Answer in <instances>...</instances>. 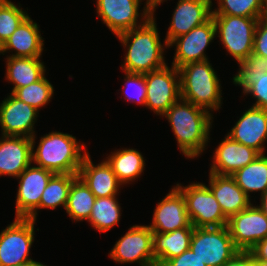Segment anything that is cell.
Returning a JSON list of instances; mask_svg holds the SVG:
<instances>
[{
  "mask_svg": "<svg viewBox=\"0 0 267 266\" xmlns=\"http://www.w3.org/2000/svg\"><path fill=\"white\" fill-rule=\"evenodd\" d=\"M162 116L168 120L186 158H197L205 151L213 122L209 111L180 98Z\"/></svg>",
  "mask_w": 267,
  "mask_h": 266,
  "instance_id": "1",
  "label": "cell"
},
{
  "mask_svg": "<svg viewBox=\"0 0 267 266\" xmlns=\"http://www.w3.org/2000/svg\"><path fill=\"white\" fill-rule=\"evenodd\" d=\"M154 17L152 15L143 25L117 35L127 52L121 66L122 71L145 74L167 65L163 55L169 45L166 41L164 45L160 42Z\"/></svg>",
  "mask_w": 267,
  "mask_h": 266,
  "instance_id": "2",
  "label": "cell"
},
{
  "mask_svg": "<svg viewBox=\"0 0 267 266\" xmlns=\"http://www.w3.org/2000/svg\"><path fill=\"white\" fill-rule=\"evenodd\" d=\"M31 140L32 164L36 163V166L53 173L78 174L87 150L85 144H80L76 137L68 133L53 131L40 138L36 150V137L33 136Z\"/></svg>",
  "mask_w": 267,
  "mask_h": 266,
  "instance_id": "3",
  "label": "cell"
},
{
  "mask_svg": "<svg viewBox=\"0 0 267 266\" xmlns=\"http://www.w3.org/2000/svg\"><path fill=\"white\" fill-rule=\"evenodd\" d=\"M180 95L185 101L209 112L217 111L222 105L221 81L209 59L191 62L178 68Z\"/></svg>",
  "mask_w": 267,
  "mask_h": 266,
  "instance_id": "4",
  "label": "cell"
},
{
  "mask_svg": "<svg viewBox=\"0 0 267 266\" xmlns=\"http://www.w3.org/2000/svg\"><path fill=\"white\" fill-rule=\"evenodd\" d=\"M216 35L223 47L240 64L253 53L254 35L260 17L212 15Z\"/></svg>",
  "mask_w": 267,
  "mask_h": 266,
  "instance_id": "5",
  "label": "cell"
},
{
  "mask_svg": "<svg viewBox=\"0 0 267 266\" xmlns=\"http://www.w3.org/2000/svg\"><path fill=\"white\" fill-rule=\"evenodd\" d=\"M190 249L206 266H225L239 252L227 226L194 227Z\"/></svg>",
  "mask_w": 267,
  "mask_h": 266,
  "instance_id": "6",
  "label": "cell"
},
{
  "mask_svg": "<svg viewBox=\"0 0 267 266\" xmlns=\"http://www.w3.org/2000/svg\"><path fill=\"white\" fill-rule=\"evenodd\" d=\"M186 202V209L193 227L227 226L228 218L224 215L220 204L205 183H190L187 186L176 184Z\"/></svg>",
  "mask_w": 267,
  "mask_h": 266,
  "instance_id": "7",
  "label": "cell"
},
{
  "mask_svg": "<svg viewBox=\"0 0 267 266\" xmlns=\"http://www.w3.org/2000/svg\"><path fill=\"white\" fill-rule=\"evenodd\" d=\"M35 220L15 218L0 233V266H16L29 261L34 243Z\"/></svg>",
  "mask_w": 267,
  "mask_h": 266,
  "instance_id": "8",
  "label": "cell"
},
{
  "mask_svg": "<svg viewBox=\"0 0 267 266\" xmlns=\"http://www.w3.org/2000/svg\"><path fill=\"white\" fill-rule=\"evenodd\" d=\"M142 1L144 0H96V13L117 36L143 25L153 15V11L146 4L143 12L139 13ZM139 16L142 17L140 23L137 21Z\"/></svg>",
  "mask_w": 267,
  "mask_h": 266,
  "instance_id": "9",
  "label": "cell"
},
{
  "mask_svg": "<svg viewBox=\"0 0 267 266\" xmlns=\"http://www.w3.org/2000/svg\"><path fill=\"white\" fill-rule=\"evenodd\" d=\"M146 105L162 116L180 98V76L175 66L145 73Z\"/></svg>",
  "mask_w": 267,
  "mask_h": 266,
  "instance_id": "10",
  "label": "cell"
},
{
  "mask_svg": "<svg viewBox=\"0 0 267 266\" xmlns=\"http://www.w3.org/2000/svg\"><path fill=\"white\" fill-rule=\"evenodd\" d=\"M153 232L148 225H134L111 249L109 256L118 263H139V266H156L153 255Z\"/></svg>",
  "mask_w": 267,
  "mask_h": 266,
  "instance_id": "11",
  "label": "cell"
},
{
  "mask_svg": "<svg viewBox=\"0 0 267 266\" xmlns=\"http://www.w3.org/2000/svg\"><path fill=\"white\" fill-rule=\"evenodd\" d=\"M227 227L234 246L239 251H249L267 237V217L251 203L246 209L228 219Z\"/></svg>",
  "mask_w": 267,
  "mask_h": 266,
  "instance_id": "12",
  "label": "cell"
},
{
  "mask_svg": "<svg viewBox=\"0 0 267 266\" xmlns=\"http://www.w3.org/2000/svg\"><path fill=\"white\" fill-rule=\"evenodd\" d=\"M214 38H216V27L211 17L207 22L173 39L168 44L170 48L173 45L176 47L172 66L178 69L187 63L208 60L204 51Z\"/></svg>",
  "mask_w": 267,
  "mask_h": 266,
  "instance_id": "13",
  "label": "cell"
},
{
  "mask_svg": "<svg viewBox=\"0 0 267 266\" xmlns=\"http://www.w3.org/2000/svg\"><path fill=\"white\" fill-rule=\"evenodd\" d=\"M50 170L31 164L17 177L15 218H27L40 204L44 189L54 175Z\"/></svg>",
  "mask_w": 267,
  "mask_h": 266,
  "instance_id": "14",
  "label": "cell"
},
{
  "mask_svg": "<svg viewBox=\"0 0 267 266\" xmlns=\"http://www.w3.org/2000/svg\"><path fill=\"white\" fill-rule=\"evenodd\" d=\"M0 103V126L3 136H23L32 138L35 135L34 124L39 111L9 93Z\"/></svg>",
  "mask_w": 267,
  "mask_h": 266,
  "instance_id": "15",
  "label": "cell"
},
{
  "mask_svg": "<svg viewBox=\"0 0 267 266\" xmlns=\"http://www.w3.org/2000/svg\"><path fill=\"white\" fill-rule=\"evenodd\" d=\"M148 227L152 232L158 233L193 227L188 216L184 196L175 186L157 203L153 212L152 223Z\"/></svg>",
  "mask_w": 267,
  "mask_h": 266,
  "instance_id": "16",
  "label": "cell"
},
{
  "mask_svg": "<svg viewBox=\"0 0 267 266\" xmlns=\"http://www.w3.org/2000/svg\"><path fill=\"white\" fill-rule=\"evenodd\" d=\"M232 140L244 144L259 154H265L267 143V110L251 106L231 128Z\"/></svg>",
  "mask_w": 267,
  "mask_h": 266,
  "instance_id": "17",
  "label": "cell"
},
{
  "mask_svg": "<svg viewBox=\"0 0 267 266\" xmlns=\"http://www.w3.org/2000/svg\"><path fill=\"white\" fill-rule=\"evenodd\" d=\"M212 4V0H178L165 36L167 44L207 22L212 17Z\"/></svg>",
  "mask_w": 267,
  "mask_h": 266,
  "instance_id": "18",
  "label": "cell"
},
{
  "mask_svg": "<svg viewBox=\"0 0 267 266\" xmlns=\"http://www.w3.org/2000/svg\"><path fill=\"white\" fill-rule=\"evenodd\" d=\"M213 154L210 173L229 176L251 163L259 155L256 150L232 140L228 135Z\"/></svg>",
  "mask_w": 267,
  "mask_h": 266,
  "instance_id": "19",
  "label": "cell"
},
{
  "mask_svg": "<svg viewBox=\"0 0 267 266\" xmlns=\"http://www.w3.org/2000/svg\"><path fill=\"white\" fill-rule=\"evenodd\" d=\"M32 164V140L23 136L0 138V176L17 178Z\"/></svg>",
  "mask_w": 267,
  "mask_h": 266,
  "instance_id": "20",
  "label": "cell"
},
{
  "mask_svg": "<svg viewBox=\"0 0 267 266\" xmlns=\"http://www.w3.org/2000/svg\"><path fill=\"white\" fill-rule=\"evenodd\" d=\"M44 38L41 36L39 25L33 22L28 15L13 32V34L0 47V53L11 52L15 53L11 57H41L44 50Z\"/></svg>",
  "mask_w": 267,
  "mask_h": 266,
  "instance_id": "21",
  "label": "cell"
},
{
  "mask_svg": "<svg viewBox=\"0 0 267 266\" xmlns=\"http://www.w3.org/2000/svg\"><path fill=\"white\" fill-rule=\"evenodd\" d=\"M78 176L96 198L117 196L119 189L123 187L107 161L94 165L88 152L83 158Z\"/></svg>",
  "mask_w": 267,
  "mask_h": 266,
  "instance_id": "22",
  "label": "cell"
},
{
  "mask_svg": "<svg viewBox=\"0 0 267 266\" xmlns=\"http://www.w3.org/2000/svg\"><path fill=\"white\" fill-rule=\"evenodd\" d=\"M208 187L228 219L251 204V198L244 193L229 175H217L209 172Z\"/></svg>",
  "mask_w": 267,
  "mask_h": 266,
  "instance_id": "23",
  "label": "cell"
},
{
  "mask_svg": "<svg viewBox=\"0 0 267 266\" xmlns=\"http://www.w3.org/2000/svg\"><path fill=\"white\" fill-rule=\"evenodd\" d=\"M194 227H185L171 232H153V255L156 266H163L169 259L179 256L190 248Z\"/></svg>",
  "mask_w": 267,
  "mask_h": 266,
  "instance_id": "24",
  "label": "cell"
},
{
  "mask_svg": "<svg viewBox=\"0 0 267 266\" xmlns=\"http://www.w3.org/2000/svg\"><path fill=\"white\" fill-rule=\"evenodd\" d=\"M40 57H11L6 58V76L8 83L13 84V93L17 88L28 86L40 80L46 72L44 62Z\"/></svg>",
  "mask_w": 267,
  "mask_h": 266,
  "instance_id": "25",
  "label": "cell"
},
{
  "mask_svg": "<svg viewBox=\"0 0 267 266\" xmlns=\"http://www.w3.org/2000/svg\"><path fill=\"white\" fill-rule=\"evenodd\" d=\"M105 159L122 185L131 183L141 176L145 168L143 155L133 148L117 149Z\"/></svg>",
  "mask_w": 267,
  "mask_h": 266,
  "instance_id": "26",
  "label": "cell"
},
{
  "mask_svg": "<svg viewBox=\"0 0 267 266\" xmlns=\"http://www.w3.org/2000/svg\"><path fill=\"white\" fill-rule=\"evenodd\" d=\"M231 177L250 198V192H259L260 196L267 190V155L259 154L251 163L235 171Z\"/></svg>",
  "mask_w": 267,
  "mask_h": 266,
  "instance_id": "27",
  "label": "cell"
},
{
  "mask_svg": "<svg viewBox=\"0 0 267 266\" xmlns=\"http://www.w3.org/2000/svg\"><path fill=\"white\" fill-rule=\"evenodd\" d=\"M77 176L78 174L55 173L43 191L39 206L27 218L36 221L38 209H56L59 206L65 209L70 186Z\"/></svg>",
  "mask_w": 267,
  "mask_h": 266,
  "instance_id": "28",
  "label": "cell"
},
{
  "mask_svg": "<svg viewBox=\"0 0 267 266\" xmlns=\"http://www.w3.org/2000/svg\"><path fill=\"white\" fill-rule=\"evenodd\" d=\"M96 196L90 191L84 181L77 176L69 189L65 206L66 213L72 221L89 220Z\"/></svg>",
  "mask_w": 267,
  "mask_h": 266,
  "instance_id": "29",
  "label": "cell"
},
{
  "mask_svg": "<svg viewBox=\"0 0 267 266\" xmlns=\"http://www.w3.org/2000/svg\"><path fill=\"white\" fill-rule=\"evenodd\" d=\"M121 214L116 196L96 198L88 222L99 232H108L118 225Z\"/></svg>",
  "mask_w": 267,
  "mask_h": 266,
  "instance_id": "30",
  "label": "cell"
},
{
  "mask_svg": "<svg viewBox=\"0 0 267 266\" xmlns=\"http://www.w3.org/2000/svg\"><path fill=\"white\" fill-rule=\"evenodd\" d=\"M232 81L242 87L245 96L256 99L253 107L267 110V73L236 74Z\"/></svg>",
  "mask_w": 267,
  "mask_h": 266,
  "instance_id": "31",
  "label": "cell"
},
{
  "mask_svg": "<svg viewBox=\"0 0 267 266\" xmlns=\"http://www.w3.org/2000/svg\"><path fill=\"white\" fill-rule=\"evenodd\" d=\"M19 100L31 105L36 110L47 105L54 95V86L47 80L45 75L35 83L17 88L12 93Z\"/></svg>",
  "mask_w": 267,
  "mask_h": 266,
  "instance_id": "32",
  "label": "cell"
},
{
  "mask_svg": "<svg viewBox=\"0 0 267 266\" xmlns=\"http://www.w3.org/2000/svg\"><path fill=\"white\" fill-rule=\"evenodd\" d=\"M217 4L212 15L261 17L265 14L262 0H217Z\"/></svg>",
  "mask_w": 267,
  "mask_h": 266,
  "instance_id": "33",
  "label": "cell"
},
{
  "mask_svg": "<svg viewBox=\"0 0 267 266\" xmlns=\"http://www.w3.org/2000/svg\"><path fill=\"white\" fill-rule=\"evenodd\" d=\"M28 16L27 11L10 0H0V47Z\"/></svg>",
  "mask_w": 267,
  "mask_h": 266,
  "instance_id": "34",
  "label": "cell"
},
{
  "mask_svg": "<svg viewBox=\"0 0 267 266\" xmlns=\"http://www.w3.org/2000/svg\"><path fill=\"white\" fill-rule=\"evenodd\" d=\"M125 73V86L123 91L125 94V100L132 101L134 103H138L142 106L146 105V83H145V74H137V73ZM134 93H129L130 90ZM129 91V92H128Z\"/></svg>",
  "mask_w": 267,
  "mask_h": 266,
  "instance_id": "35",
  "label": "cell"
},
{
  "mask_svg": "<svg viewBox=\"0 0 267 266\" xmlns=\"http://www.w3.org/2000/svg\"><path fill=\"white\" fill-rule=\"evenodd\" d=\"M253 53L267 58V14L261 16L257 22Z\"/></svg>",
  "mask_w": 267,
  "mask_h": 266,
  "instance_id": "36",
  "label": "cell"
},
{
  "mask_svg": "<svg viewBox=\"0 0 267 266\" xmlns=\"http://www.w3.org/2000/svg\"><path fill=\"white\" fill-rule=\"evenodd\" d=\"M239 67L238 74L267 73V58L251 53Z\"/></svg>",
  "mask_w": 267,
  "mask_h": 266,
  "instance_id": "37",
  "label": "cell"
},
{
  "mask_svg": "<svg viewBox=\"0 0 267 266\" xmlns=\"http://www.w3.org/2000/svg\"><path fill=\"white\" fill-rule=\"evenodd\" d=\"M163 266H206L191 249L169 259Z\"/></svg>",
  "mask_w": 267,
  "mask_h": 266,
  "instance_id": "38",
  "label": "cell"
},
{
  "mask_svg": "<svg viewBox=\"0 0 267 266\" xmlns=\"http://www.w3.org/2000/svg\"><path fill=\"white\" fill-rule=\"evenodd\" d=\"M225 266H255V260L249 251H239Z\"/></svg>",
  "mask_w": 267,
  "mask_h": 266,
  "instance_id": "39",
  "label": "cell"
},
{
  "mask_svg": "<svg viewBox=\"0 0 267 266\" xmlns=\"http://www.w3.org/2000/svg\"><path fill=\"white\" fill-rule=\"evenodd\" d=\"M254 260L267 261V237L259 241L252 249L249 250Z\"/></svg>",
  "mask_w": 267,
  "mask_h": 266,
  "instance_id": "40",
  "label": "cell"
},
{
  "mask_svg": "<svg viewBox=\"0 0 267 266\" xmlns=\"http://www.w3.org/2000/svg\"><path fill=\"white\" fill-rule=\"evenodd\" d=\"M263 214L267 217V190L260 196V204L258 206Z\"/></svg>",
  "mask_w": 267,
  "mask_h": 266,
  "instance_id": "41",
  "label": "cell"
},
{
  "mask_svg": "<svg viewBox=\"0 0 267 266\" xmlns=\"http://www.w3.org/2000/svg\"><path fill=\"white\" fill-rule=\"evenodd\" d=\"M165 0H146L145 4L153 11V15L155 14V10L163 3Z\"/></svg>",
  "mask_w": 267,
  "mask_h": 266,
  "instance_id": "42",
  "label": "cell"
},
{
  "mask_svg": "<svg viewBox=\"0 0 267 266\" xmlns=\"http://www.w3.org/2000/svg\"><path fill=\"white\" fill-rule=\"evenodd\" d=\"M42 263L41 262H37V261H29V262H25V263H22V264H18L16 266H41Z\"/></svg>",
  "mask_w": 267,
  "mask_h": 266,
  "instance_id": "43",
  "label": "cell"
},
{
  "mask_svg": "<svg viewBox=\"0 0 267 266\" xmlns=\"http://www.w3.org/2000/svg\"><path fill=\"white\" fill-rule=\"evenodd\" d=\"M255 266H267L266 260H255Z\"/></svg>",
  "mask_w": 267,
  "mask_h": 266,
  "instance_id": "44",
  "label": "cell"
},
{
  "mask_svg": "<svg viewBox=\"0 0 267 266\" xmlns=\"http://www.w3.org/2000/svg\"><path fill=\"white\" fill-rule=\"evenodd\" d=\"M262 2H263L264 13L267 14V0H262Z\"/></svg>",
  "mask_w": 267,
  "mask_h": 266,
  "instance_id": "45",
  "label": "cell"
}]
</instances>
